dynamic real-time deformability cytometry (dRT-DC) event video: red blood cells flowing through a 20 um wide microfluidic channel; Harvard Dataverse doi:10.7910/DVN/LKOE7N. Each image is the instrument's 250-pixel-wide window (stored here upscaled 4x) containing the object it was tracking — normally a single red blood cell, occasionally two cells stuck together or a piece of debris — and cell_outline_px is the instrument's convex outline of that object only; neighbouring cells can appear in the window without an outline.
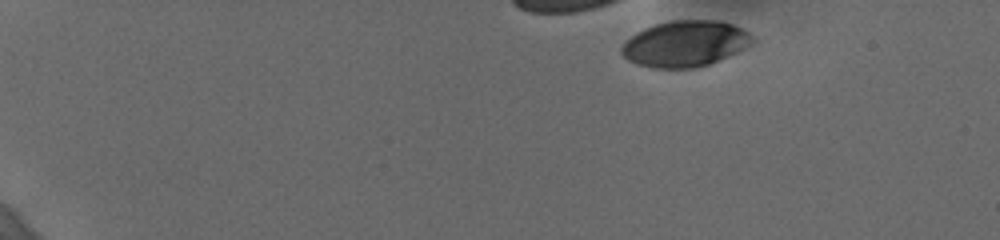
{"species": "human", "species_latin": "Homo sapiens", "temperature_condition": "cold", "stored_images_in_passage": 43, "camera_frame_rate_fps": 3000, "um_per_image_px": 0.085, "donor": {"sex": "female"}, "frame": {"image": 1, "passage_image": 1, "time_ms": 0.0, "image_size_px": [1000, 240], "cell_outline_px": [[756, 40], [744, 48], [728, 56], [708, 64], [696, 68], [652, 68], [636, 64], [628, 60], [620, 52], [620, 48], [624, 40], [636, 32], [644, 28], [656, 24], [672, 20], [720, 20], [732, 24], [748, 32]], "centroid_in_image_um": [58.19, 3.71], "position_along_channel_um": 26.8, "area_um2": 35.2}}
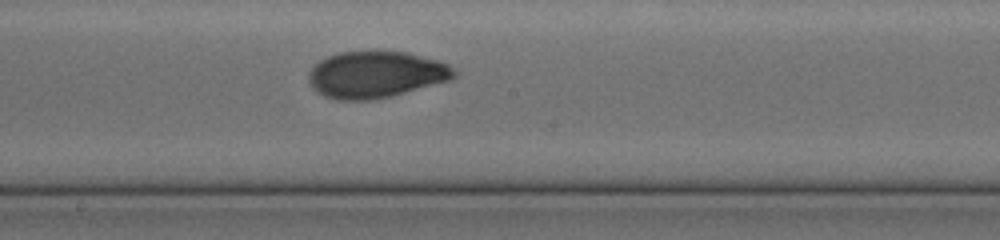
{"frame": {"image": 2, "passage_image": 27, "time_ms": 8.667, "image_size_px": [1000, 240], "cell_outline_px": [[456, 76], [448, 80], [392, 96], [368, 100], [336, 100], [324, 96], [312, 88], [308, 80], [308, 72], [320, 60], [328, 56], [340, 52], [404, 52], [436, 60], [448, 64], [456, 68]], "centroid_in_image_um": [31.92, 6.35], "position_along_channel_um": 216.3, "area_um2": 39.19}}
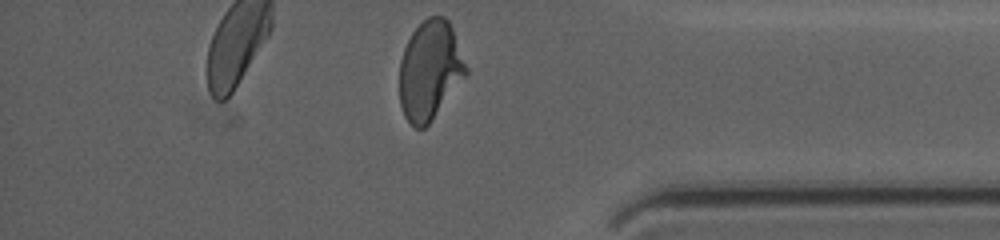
{"frame": {"image": 3, "passage_image": 43, "time_ms": 14.0, "image_size_px": [1000, 240], "cell_outline_px": [[468, 72], [432, 120], [424, 128], [416, 128], [404, 116], [400, 104], [400, 60], [404, 48], [412, 32], [428, 16], [444, 16], [448, 20], [452, 28], [468, 68]], "centroid_in_image_um": [36.54, 5.97], "position_along_channel_um": 398.7, "area_um2": 38.03}, "authors_computed_cell_mechanics": {"area_um2": 38.0902, "velocity_mm_per_s": 3.6457, "shape_relaxation_time_tau1_ms": 6.0235, "shape_relaxation_time_tau2_ms": 1.4517, "deformation_change_tau1": 0.1915, "deformation_change_tau2": 0.0533}}